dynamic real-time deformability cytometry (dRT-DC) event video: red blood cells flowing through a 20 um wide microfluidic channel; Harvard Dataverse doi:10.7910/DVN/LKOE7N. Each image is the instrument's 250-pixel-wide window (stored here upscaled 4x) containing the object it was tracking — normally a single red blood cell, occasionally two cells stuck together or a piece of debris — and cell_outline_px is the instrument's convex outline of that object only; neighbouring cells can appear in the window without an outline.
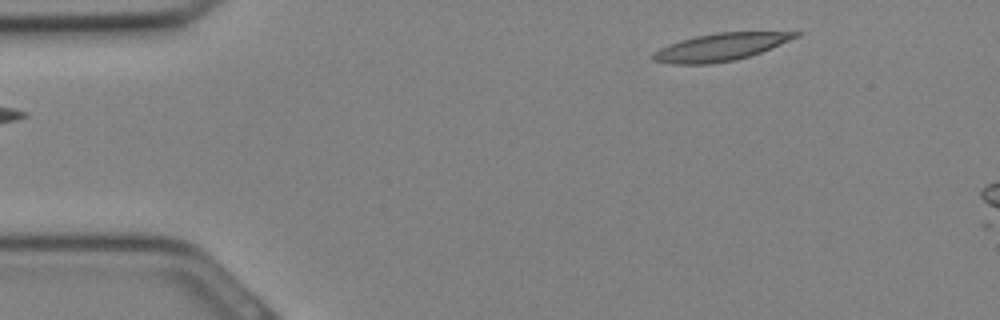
{"species": "Egyptian fruit bat (a non-hibernating species)", "species_latin": "Rousettus aegyptiacus", "temperature_condition": "cold", "stored_images_in_passage": 2, "camera_frame_rate_fps": 3000, "um_per_image_px": 0.085, "animal": {"sex": "female"}, "frame": {"image": 1, "passage_image": 1, "time_ms": 0.0, "image_size_px": [1000, 320], "cell_outline_px": [[804, 32], [800, 36], [760, 52], [748, 56], [732, 60], [708, 64], [676, 64], [652, 60], [652, 52], [660, 48], [680, 40], [696, 36], [716, 32]], "centroid_in_image_um": [61.22, 3.99], "position_along_channel_um": 23.8, "area_um2": 22.48}}